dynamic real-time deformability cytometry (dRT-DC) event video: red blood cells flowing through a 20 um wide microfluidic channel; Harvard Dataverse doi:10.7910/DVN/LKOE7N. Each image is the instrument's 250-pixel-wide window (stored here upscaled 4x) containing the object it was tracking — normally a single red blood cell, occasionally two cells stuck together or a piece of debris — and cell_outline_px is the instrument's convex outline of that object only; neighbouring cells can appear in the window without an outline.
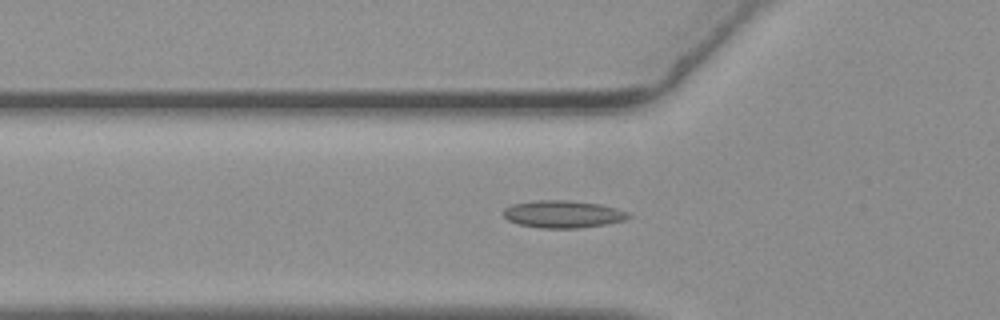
{"species": "common noctule bat (a hibernating species)", "species_latin": "Nyctalus noctula", "temperature_condition": "warm", "stored_images_in_passage": 42, "camera_frame_rate_fps": 3000, "um_per_image_px": 0.085, "animal": {"sex": "female", "body_mass_g": 19.3, "forearm_length_mm": 54.1}, "frame": {"image": 1, "passage_image": 9, "time_ms": 2.667, "image_size_px": [1000, 320], "cell_outline_px": [[632, 216], [624, 220], [604, 224], [580, 228], [540, 228], [520, 224], [508, 220], [500, 212], [504, 208], [512, 204], [532, 200], [568, 200], [600, 204], [616, 208], [628, 212]], "centroid_in_image_um": [47.81, 18.19], "position_along_channel_um": 78.0, "area_um2": 20.06}}
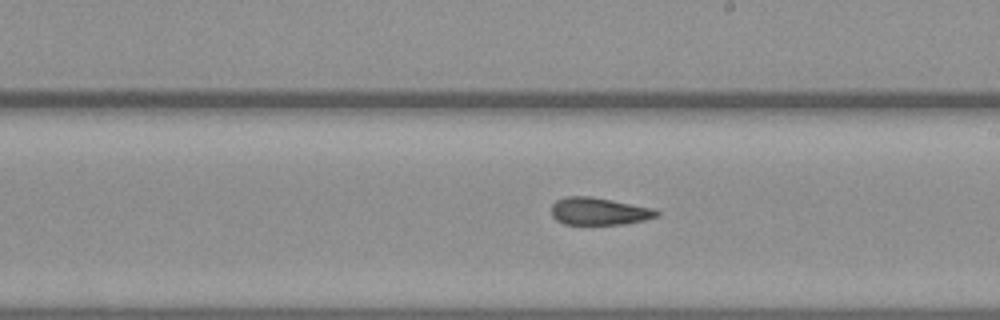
{"frame": {"image": 2, "passage_image": 22, "time_ms": 7.0, "image_size_px": [1000, 320], "cell_outline_px": [[660, 212], [656, 216], [644, 220], [624, 224], [564, 224], [556, 220], [552, 216], [552, 204], [556, 200], [568, 196], [592, 196], [652, 208]], "centroid_in_image_um": [50.88, 17.95], "position_along_channel_um": 238.1, "area_um2": 16.7}}
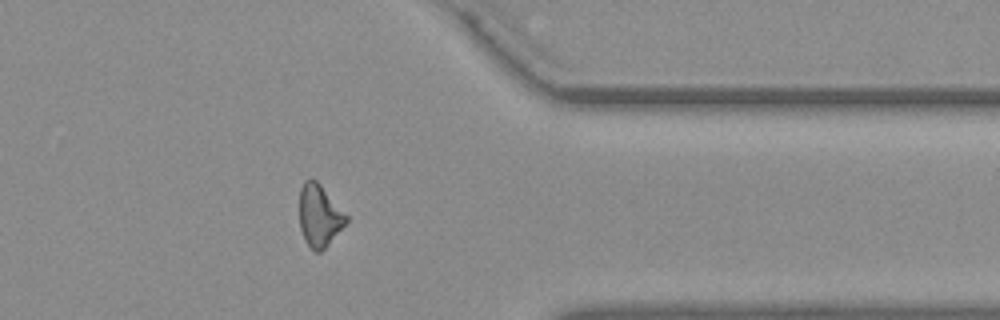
{"frame": {"image": 3, "passage_image": 35, "time_ms": 11.333, "image_size_px": [1000, 320], "cell_outline_px": [[348, 220], [328, 244], [320, 252], [316, 252], [304, 240], [300, 228], [300, 188], [304, 180], [312, 176], [320, 184], [348, 216]], "centroid_in_image_um": [27.13, 18.29], "position_along_channel_um": 384.3, "area_um2": 16.76}, "authors_computed_cell_mechanics": {"area_um2": 17.4267, "velocity_mm_per_s": 3.6832, "shape_relaxation_time_tau1_ms": null, "shape_relaxation_time_tau2_ms": 5.9644, "deformation_change_tau1": null, "deformation_change_tau2": 0.1454}}